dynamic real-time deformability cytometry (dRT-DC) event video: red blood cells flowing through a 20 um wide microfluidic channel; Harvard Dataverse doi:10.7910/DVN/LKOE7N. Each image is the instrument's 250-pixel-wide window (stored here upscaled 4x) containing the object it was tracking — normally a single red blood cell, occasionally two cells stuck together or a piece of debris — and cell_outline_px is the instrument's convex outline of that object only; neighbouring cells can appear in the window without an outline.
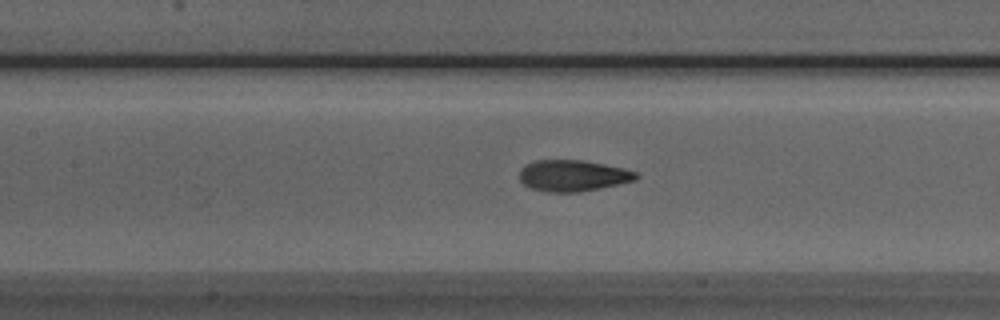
{"species": "Egyptian fruit bat (a non-hibernating species)", "species_latin": "Rousettus aegyptiacus", "temperature_condition": "room temperature", "stored_images_in_passage": 32, "camera_frame_rate_fps": 3000, "um_per_image_px": 0.085, "animal": {"sex": "male"}, "frame": {"image": 1, "passage_image": 16, "time_ms": 5.0, "image_size_px": [1000, 320], "cell_outline_px": [[640, 176], [636, 180], [600, 188], [580, 192], [548, 192], [532, 188], [524, 184], [520, 180], [520, 168], [524, 164], [536, 160], [584, 160], [604, 164], [636, 172]], "centroid_in_image_um": [48.67, 14.92], "position_along_channel_um": 158.7, "area_um2": 21.21}}
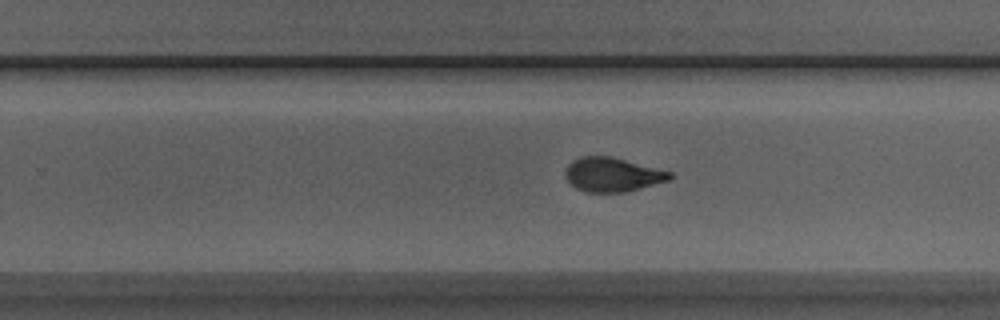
{"frame": {"image": 2, "passage_image": 25, "time_ms": 8.0, "image_size_px": [1000, 320], "cell_outline_px": [[672, 176], [668, 180], [624, 192], [584, 192], [576, 188], [568, 180], [564, 172], [568, 164], [572, 160], [580, 156], [612, 156], [672, 172]], "centroid_in_image_um": [52.02, 14.83], "position_along_channel_um": 277.8, "area_um2": 20.63}}
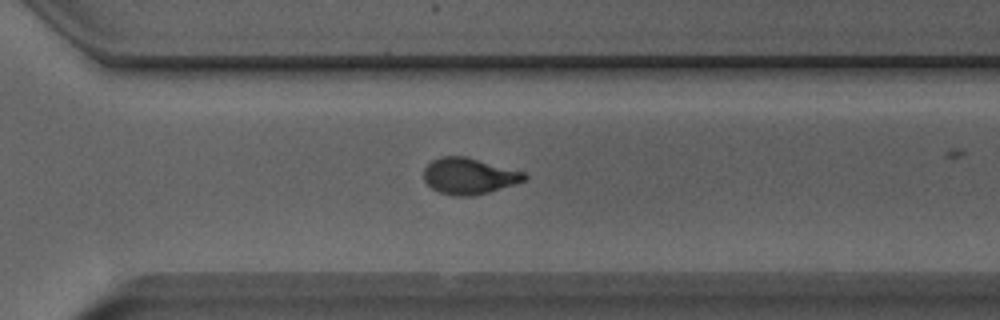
{"frame": {"image": 3, "passage_image": 29, "time_ms": 9.333, "image_size_px": [1000, 320], "cell_outline_px": [[528, 176], [524, 180], [488, 192], [472, 196], [452, 196], [436, 192], [424, 180], [424, 168], [432, 160], [440, 156], [464, 156], [524, 172]], "centroid_in_image_um": [39.81, 14.97], "position_along_channel_um": 330.8, "area_um2": 21.04}}